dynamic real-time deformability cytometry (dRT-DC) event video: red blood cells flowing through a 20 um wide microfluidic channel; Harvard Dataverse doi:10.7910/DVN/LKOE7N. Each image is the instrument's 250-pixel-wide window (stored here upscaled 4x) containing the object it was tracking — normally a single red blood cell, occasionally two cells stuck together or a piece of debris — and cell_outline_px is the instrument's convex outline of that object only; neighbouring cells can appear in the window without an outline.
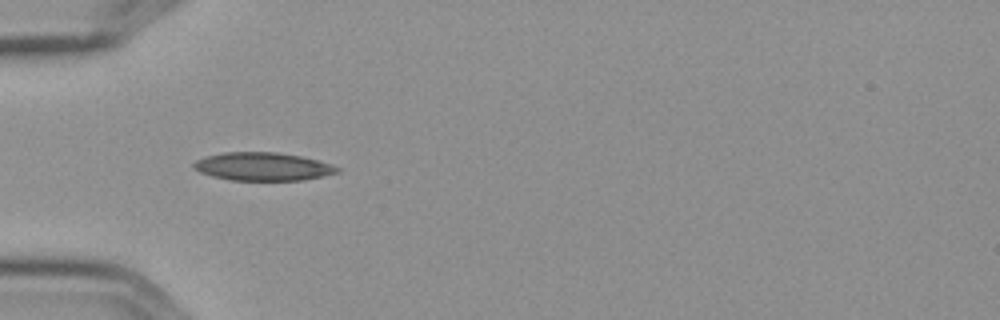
{"species": "Egyptian fruit bat (a non-hibernating species)", "species_latin": "Rousettus aegyptiacus", "temperature_condition": "cold", "stored_images_in_passage": 6, "camera_frame_rate_fps": 3000, "um_per_image_px": 0.085, "frame": {"image": 1, "passage_image": 5, "time_ms": 1.333, "image_size_px": [1000, 320], "cell_outline_px": [[340, 172], [324, 176], [304, 180], [232, 180], [212, 176], [200, 172], [192, 168], [192, 164], [196, 160], [208, 156], [224, 152], [276, 152], [300, 156], [332, 164], [340, 168]], "centroid_in_image_um": [22.35, 14.16], "position_along_channel_um": 62.6, "area_um2": 23.52}}
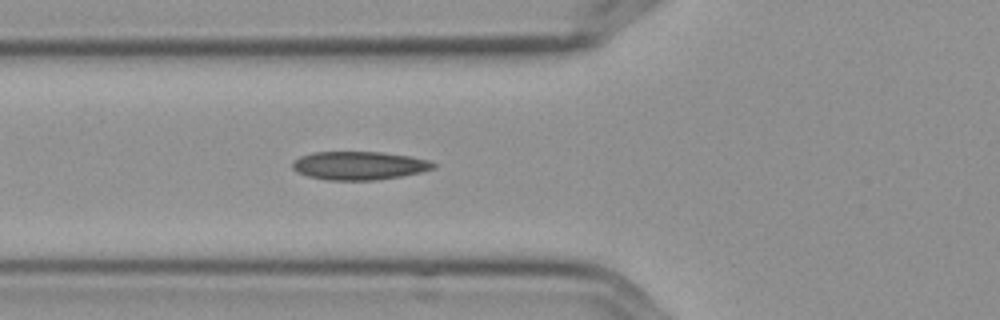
{"frame": {"image": 2, "passage_image": 6, "time_ms": 1.667, "image_size_px": [1000, 320], "cell_outline_px": [[436, 168], [420, 172], [400, 176], [376, 180], [328, 180], [308, 176], [296, 172], [292, 168], [292, 164], [300, 156], [312, 152], [380, 152], [412, 156], [428, 160], [436, 164]], "centroid_in_image_um": [30.53, 14.07], "position_along_channel_um": 95.3, "area_um2": 23.29}}